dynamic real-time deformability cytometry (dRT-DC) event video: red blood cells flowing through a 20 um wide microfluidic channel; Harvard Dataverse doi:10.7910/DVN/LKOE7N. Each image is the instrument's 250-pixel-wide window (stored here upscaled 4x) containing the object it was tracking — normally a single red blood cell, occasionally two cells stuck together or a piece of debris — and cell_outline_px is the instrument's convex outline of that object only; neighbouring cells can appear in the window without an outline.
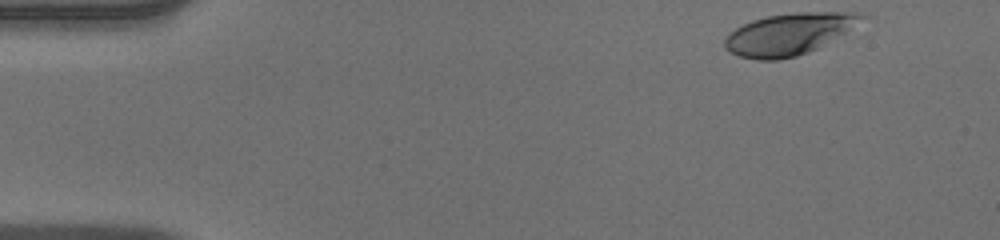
{"species": "human", "species_latin": "Homo sapiens", "temperature_condition": "warm", "stored_images_in_passage": 47, "camera_frame_rate_fps": 3000, "um_per_image_px": 0.085, "donor": {"sex": "male"}, "frame": {"image": 1, "passage_image": 1, "time_ms": 0.0, "image_size_px": [1000, 240], "cell_outline_px": [[868, 16], [844, 32], [816, 48], [808, 52], [796, 56], [776, 60], [756, 60], [740, 56], [728, 52], [724, 48], [724, 40], [736, 28], [752, 20], [768, 16], [796, 12], [856, 12]], "centroid_in_image_um": [67.01, 2.89], "position_along_channel_um": 18.0, "area_um2": 32.66}}
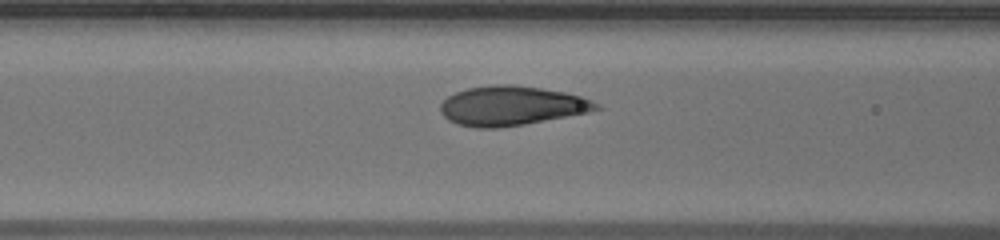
{"frame": {"image": 2, "passage_image": 17, "time_ms": 5.333, "image_size_px": [1000, 240], "cell_outline_px": [[604, 108], [588, 112], [524, 124], [500, 128], [476, 128], [456, 124], [448, 120], [440, 112], [440, 104], [448, 96], [456, 92], [468, 88], [492, 84], [512, 84], [540, 88], [564, 92], [580, 96], [592, 100], [600, 104]], "centroid_in_image_um": [43.46, 8.99], "position_along_channel_um": 123.1, "area_um2": 35.89}}
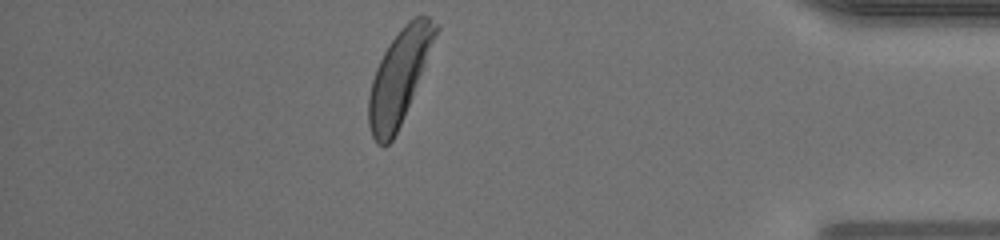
{"frame": {"image": 3, "passage_image": 41, "time_ms": 13.333, "image_size_px": [1000, 240], "cell_outline_px": [[440, 28], [412, 96], [400, 124], [392, 140], [388, 144], [376, 144], [372, 136], [368, 124], [368, 96], [372, 80], [376, 68], [388, 44], [400, 28], [408, 20], [416, 16], [428, 16], [440, 24]], "centroid_in_image_um": [33.92, 6.48], "position_along_channel_um": 401.3, "area_um2": 35.89}, "authors_computed_cell_mechanics": {"area_um2": 35.836, "velocity_mm_per_s": 3.9667, "shape_relaxation_time_tau1_ms": 2.0489, "shape_relaxation_time_tau2_ms": null, "deformation_change_tau1": 0.1429, "deformation_change_tau2": null}}